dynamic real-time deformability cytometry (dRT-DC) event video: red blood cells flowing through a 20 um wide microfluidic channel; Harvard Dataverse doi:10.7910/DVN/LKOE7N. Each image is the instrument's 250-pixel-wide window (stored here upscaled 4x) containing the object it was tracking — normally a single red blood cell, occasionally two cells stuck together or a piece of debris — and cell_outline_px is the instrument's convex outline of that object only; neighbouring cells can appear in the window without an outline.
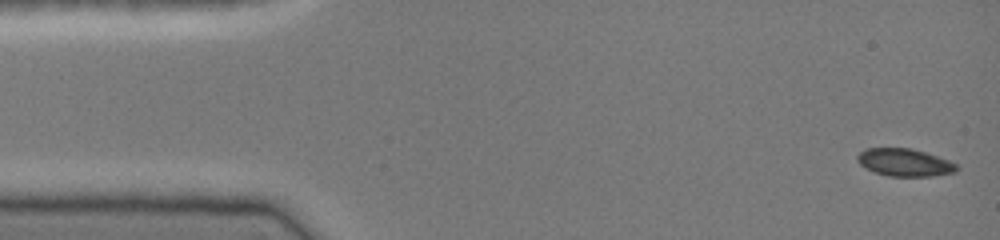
{"species": "common noctule bat (a hibernating species)", "species_latin": "Nyctalus noctula", "temperature_condition": "cold", "stored_images_in_passage": 45, "camera_frame_rate_fps": 3000, "um_per_image_px": 0.085, "animal": {"sex": "female", "body_mass_g": 19.0, "forearm_length_mm": 51.5}, "frame": {"image": 1, "passage_image": 1, "time_ms": 0.0, "image_size_px": [1000, 240], "cell_outline_px": [[960, 168], [956, 172], [932, 176], [888, 176], [864, 168], [856, 160], [856, 156], [864, 148], [912, 148], [948, 160], [956, 164]], "centroid_in_image_um": [76.87, 13.81], "position_along_channel_um": 8.1, "area_um2": 16.01}}
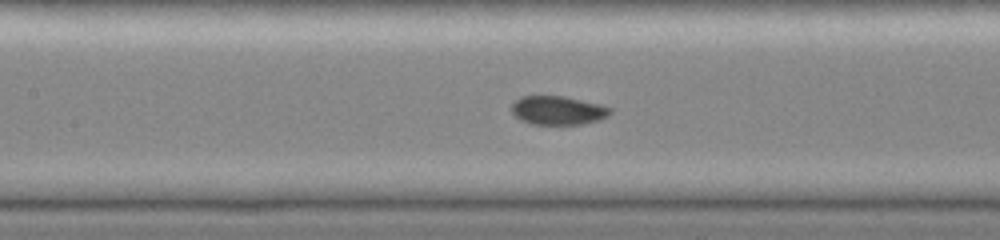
{"frame": {"image": 2, "passage_image": 20, "time_ms": 6.333, "image_size_px": [1000, 240], "cell_outline_px": [[612, 112], [608, 116], [600, 120], [580, 124], [532, 124], [520, 120], [512, 112], [512, 104], [520, 96], [564, 96], [600, 104], [612, 108]], "centroid_in_image_um": [47.44, 9.38], "position_along_channel_um": 160.0, "area_um2": 16.53}}
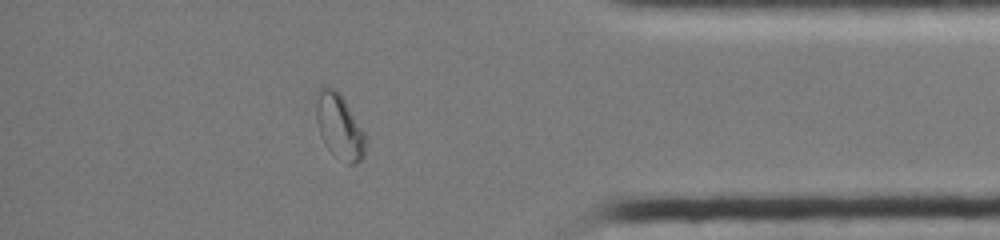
{"frame": {"image": 3, "passage_image": 39, "time_ms": 12.667, "image_size_px": [1000, 240], "cell_outline_px": [[364, 156], [356, 164], [348, 164], [328, 148], [324, 144], [320, 136], [316, 120], [316, 92], [320, 84], [332, 88], [340, 92], [364, 132]], "centroid_in_image_um": [28.8, 10.69], "position_along_channel_um": 406.4, "area_um2": 18.61}}